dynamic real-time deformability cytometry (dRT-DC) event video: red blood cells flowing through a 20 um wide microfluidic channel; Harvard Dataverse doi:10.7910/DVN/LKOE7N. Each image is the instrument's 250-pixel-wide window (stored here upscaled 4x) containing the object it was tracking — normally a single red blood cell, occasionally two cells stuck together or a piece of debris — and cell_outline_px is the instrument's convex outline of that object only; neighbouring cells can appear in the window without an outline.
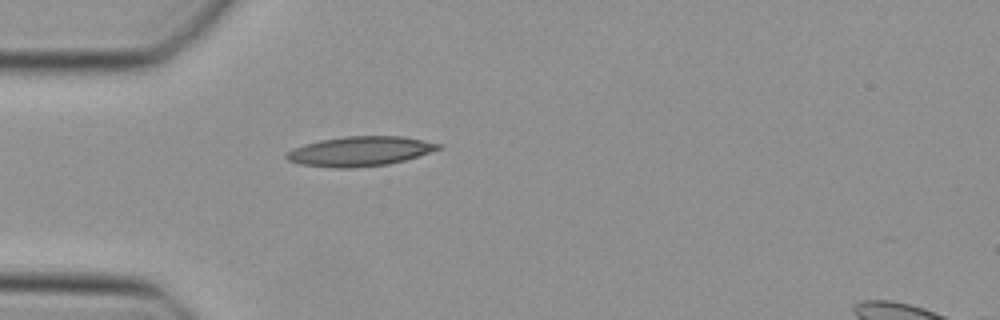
{"species": "Egyptian fruit bat (a non-hibernating species)", "species_latin": "Rousettus aegyptiacus", "temperature_condition": "cold", "stored_images_in_passage": 28, "camera_frame_rate_fps": 3000, "um_per_image_px": 0.085, "animal": {"sex": "female"}, "frame": {"image": 1, "passage_image": 1, "time_ms": 0.0, "image_size_px": [1000, 320], "cell_outline_px": [[440, 148], [404, 160], [388, 164], [352, 168], [332, 168], [300, 164], [288, 160], [284, 156], [284, 152], [292, 148], [304, 144], [320, 140], [344, 136], [400, 136], [424, 140], [440, 144]], "centroid_in_image_um": [30.5, 12.86], "position_along_channel_um": 54.5, "area_um2": 26.18}}
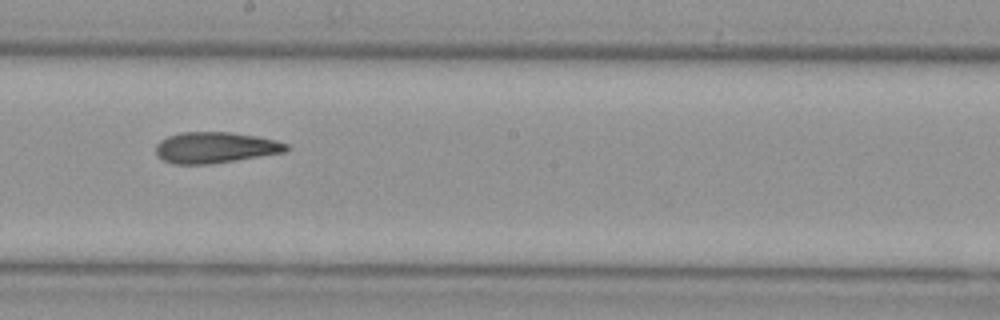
{"frame": {"image": 2, "passage_image": 14, "time_ms": 4.333, "image_size_px": [1000, 320], "cell_outline_px": [[292, 148], [288, 152], [236, 160], [208, 164], [172, 164], [164, 160], [156, 152], [156, 144], [160, 140], [168, 136], [180, 132], [228, 132], [256, 136], [276, 140], [288, 144]], "centroid_in_image_um": [18.35, 12.54], "position_along_channel_um": 229.9, "area_um2": 23.7}}
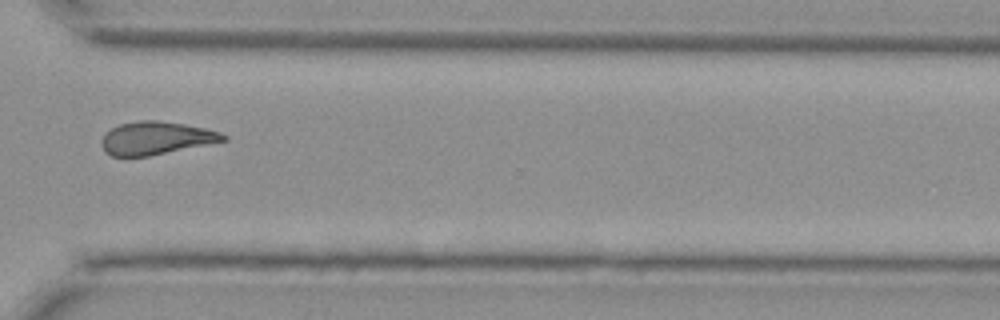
{"frame": {"image": 3, "passage_image": 23, "time_ms": 7.333, "image_size_px": [1000, 320], "cell_outline_px": [[228, 140], [148, 156], [112, 156], [104, 152], [100, 144], [100, 140], [104, 132], [120, 124], [140, 120], [156, 120], [184, 124], [204, 128], [220, 132], [228, 136]], "centroid_in_image_um": [13.22, 11.74], "position_along_channel_um": 357.4, "area_um2": 23.41}}